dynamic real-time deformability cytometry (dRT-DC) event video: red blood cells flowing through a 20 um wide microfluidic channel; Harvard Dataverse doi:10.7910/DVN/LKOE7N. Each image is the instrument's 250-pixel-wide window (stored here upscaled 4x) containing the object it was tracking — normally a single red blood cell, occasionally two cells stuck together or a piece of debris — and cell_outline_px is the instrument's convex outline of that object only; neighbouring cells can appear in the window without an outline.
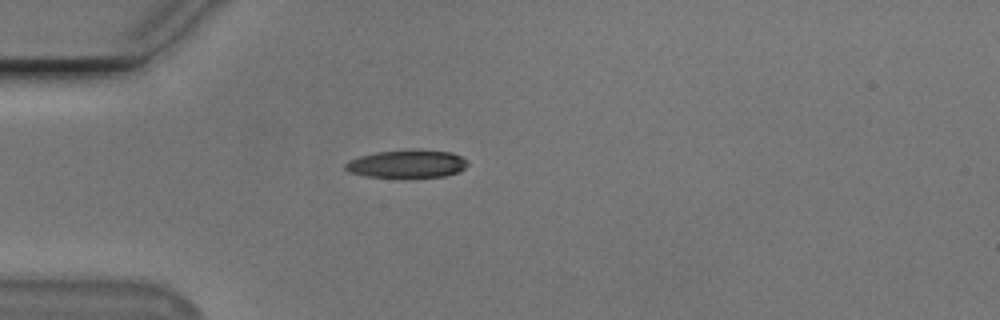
{"species": "Egyptian fruit bat (a non-hibernating species)", "species_latin": "Rousettus aegyptiacus", "temperature_condition": "cold", "stored_images_in_passage": 23, "camera_frame_rate_fps": 3000, "um_per_image_px": 0.085, "animal": {"sex": "male"}, "frame": {"image": 1, "passage_image": 1, "time_ms": 0.0, "image_size_px": [1000, 320], "cell_outline_px": [[468, 164], [464, 168], [456, 172], [444, 176], [364, 176], [352, 172], [344, 168], [344, 164], [348, 160], [360, 156], [376, 152], [412, 148], [420, 148], [452, 152], [460, 156]], "centroid_in_image_um": [34.58, 13.88], "position_along_channel_um": 50.4, "area_um2": 19.77}}
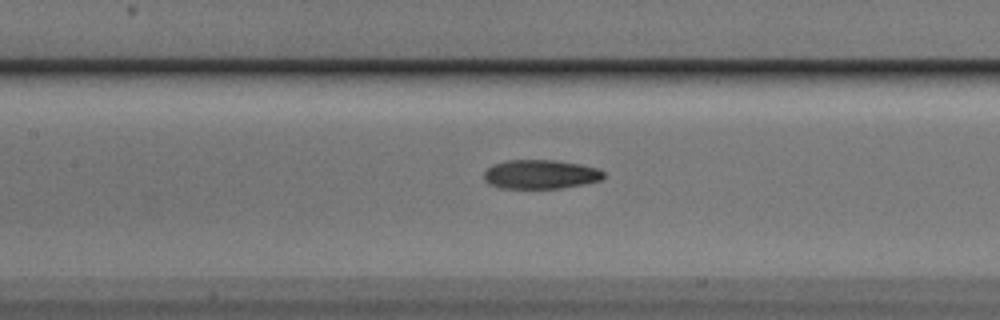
{"frame": {"image": 2, "passage_image": 11, "time_ms": 3.333, "image_size_px": [1000, 320], "cell_outline_px": [[604, 176], [600, 180], [584, 184], [560, 188], [500, 188], [488, 184], [484, 180], [484, 172], [492, 164], [508, 160], [556, 160], [580, 164], [600, 168], [604, 172]], "centroid_in_image_um": [45.94, 14.81], "position_along_channel_um": 161.5, "area_um2": 20.4}}
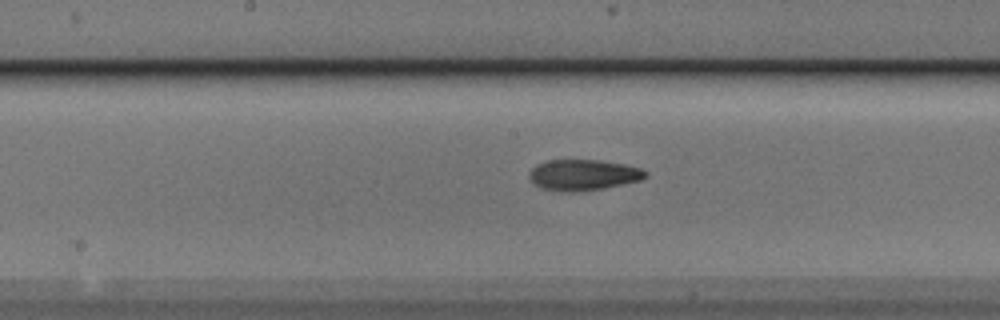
{"frame": {"image": 3, "passage_image": 14, "time_ms": 4.333, "image_size_px": [1000, 320], "cell_outline_px": [[648, 176], [640, 180], [624, 184], [604, 188], [576, 192], [564, 192], [540, 188], [532, 184], [528, 176], [532, 168], [536, 164], [548, 160], [596, 160], [624, 164], [640, 168], [648, 172]], "centroid_in_image_um": [49.55, 14.88], "position_along_channel_um": 198.7, "area_um2": 21.1}}